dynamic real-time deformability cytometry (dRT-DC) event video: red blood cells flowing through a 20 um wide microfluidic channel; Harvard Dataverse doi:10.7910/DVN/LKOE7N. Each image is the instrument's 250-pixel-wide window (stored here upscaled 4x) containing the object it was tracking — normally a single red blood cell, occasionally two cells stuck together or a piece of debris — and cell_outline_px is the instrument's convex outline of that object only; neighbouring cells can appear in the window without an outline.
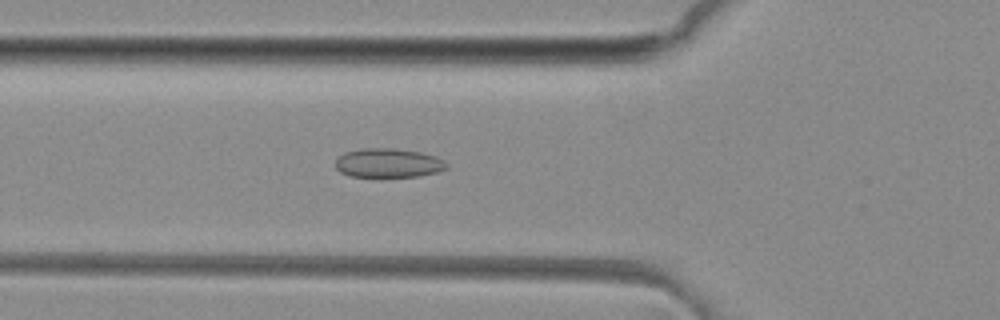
{"species": "common noctule bat (a hibernating species)", "species_latin": "Nyctalus noctula", "temperature_condition": "room temperature", "stored_images_in_passage": 36, "camera_frame_rate_fps": 3000, "um_per_image_px": 0.085, "animal": {"sex": "female", "body_mass_g": 29.2, "forearm_length_mm": 56.3}, "frame": {"image": 1, "passage_image": 10, "time_ms": 3.0, "image_size_px": [1000, 320], "cell_outline_px": [[448, 168], [436, 172], [420, 176], [376, 180], [348, 176], [340, 172], [336, 168], [336, 160], [344, 152], [360, 148], [396, 148], [420, 152], [436, 156], [444, 160], [448, 164]], "centroid_in_image_um": [32.98, 13.9], "position_along_channel_um": 92.8, "area_um2": 19.94}}
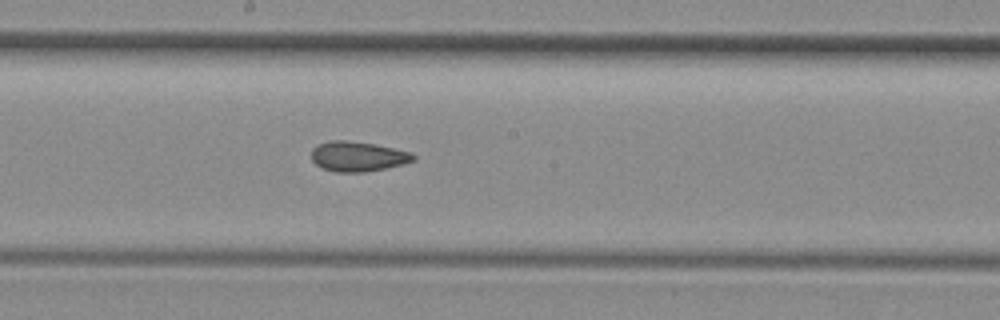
{"frame": {"image": 2, "passage_image": 19, "time_ms": 6.0, "image_size_px": [1000, 320], "cell_outline_px": [[416, 160], [404, 164], [388, 168], [364, 172], [332, 172], [316, 164], [312, 160], [312, 148], [328, 140], [344, 140], [372, 144], [412, 152], [416, 156]], "centroid_in_image_um": [30.44, 13.31], "position_along_channel_um": 217.8, "area_um2": 17.8}}
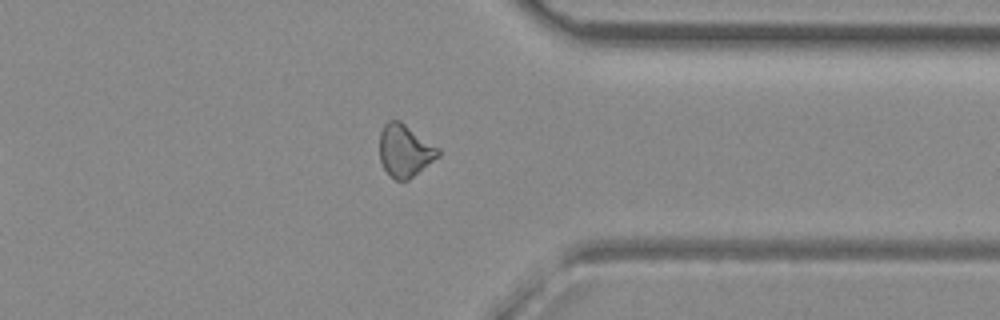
{"frame": {"image": 3, "passage_image": 31, "time_ms": 10.0, "image_size_px": [1000, 320], "cell_outline_px": [[440, 156], [408, 180], [396, 180], [384, 168], [380, 160], [380, 132], [384, 124], [388, 120], [400, 120], [440, 148]], "centroid_in_image_um": [34.43, 12.78], "position_along_channel_um": 377.0, "area_um2": 17.92}, "authors_computed_cell_mechanics": {"area_um2": 17.8602, "velocity_mm_per_s": 4.1548, "shape_relaxation_time_tau1_ms": null, "shape_relaxation_time_tau2_ms": 4.6235, "deformation_change_tau1": null, "deformation_change_tau2": 0.0991}}